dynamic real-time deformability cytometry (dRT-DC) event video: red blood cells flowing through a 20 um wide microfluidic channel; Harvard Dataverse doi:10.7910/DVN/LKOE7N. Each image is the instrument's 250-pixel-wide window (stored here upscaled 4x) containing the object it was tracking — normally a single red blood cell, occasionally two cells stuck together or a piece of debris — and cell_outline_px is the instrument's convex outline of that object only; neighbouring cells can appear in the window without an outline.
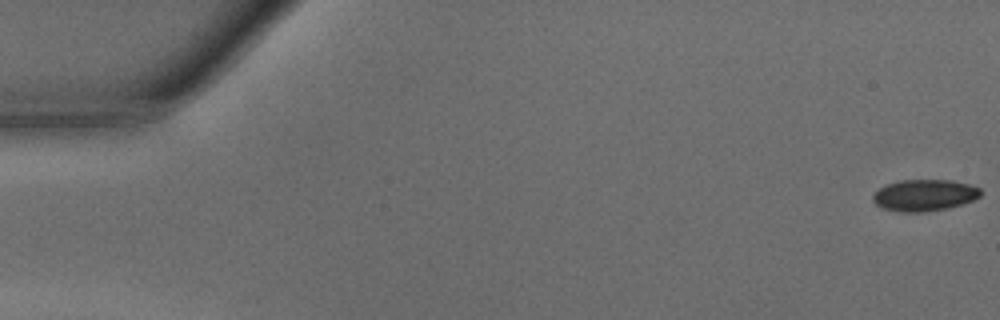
{"species": "common noctule bat (a hibernating species)", "species_latin": "Nyctalus noctula", "temperature_condition": "warm", "stored_images_in_passage": 48, "camera_frame_rate_fps": 3000, "um_per_image_px": 0.085, "animal": {"sex": "male", "body_mass_g": 15.6}, "frame": {"image": 1, "passage_image": 1, "time_ms": 0.0, "image_size_px": [1000, 320], "cell_outline_px": [[980, 196], [972, 200], [948, 208], [924, 212], [900, 212], [884, 208], [876, 204], [872, 200], [872, 196], [880, 188], [888, 184], [900, 180], [952, 180], [968, 184], [980, 188]], "centroid_in_image_um": [78.56, 16.59], "position_along_channel_um": 6.4, "area_um2": 19.59}}
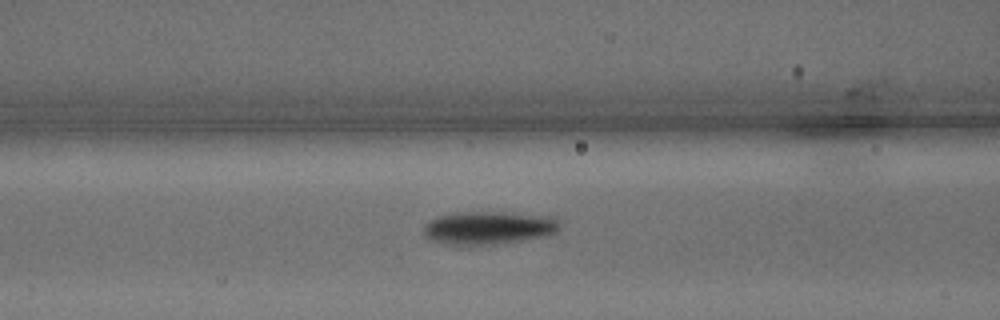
{"frame": {"image": 2, "passage_image": 20, "time_ms": 6.333, "image_size_px": [1000, 320], "cell_outline_px": [[560, 228], [556, 232], [548, 236], [524, 240], [492, 244], [448, 244], [432, 240], [424, 232], [424, 224], [428, 220], [440, 216], [460, 212], [500, 212], [556, 216], [560, 224]], "centroid_in_image_um": [41.61, 19.35], "position_along_channel_um": 125.0, "area_um2": 26.13}}
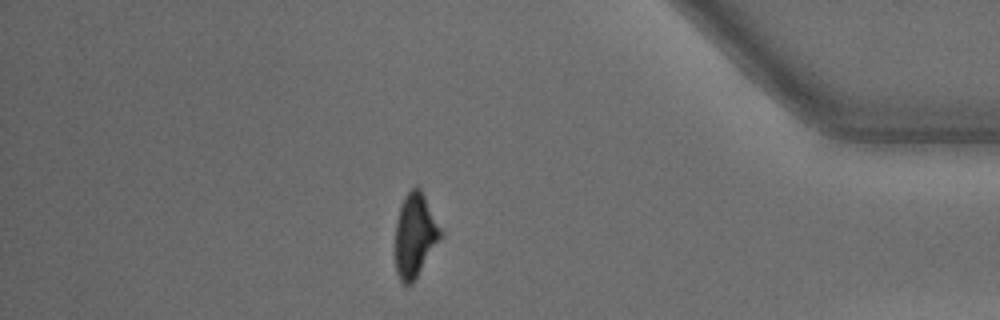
{"frame": {"image": 3, "passage_image": 42, "time_ms": 13.667, "image_size_px": [1000, 320], "cell_outline_px": [[444, 232], [412, 284], [404, 284], [400, 280], [396, 272], [396, 220], [404, 196], [412, 188], [420, 188]], "centroid_in_image_um": [35.28, 19.99], "position_along_channel_um": 399.9, "area_um2": 21.79}, "authors_computed_cell_mechanics": {"area_um2": 23.409, "velocity_mm_per_s": 4.2387, "shape_relaxation_time_tau1_ms": 1.6746, "shape_relaxation_time_tau2_ms": 6.0017, "deformation_change_tau1": 0.116, "deformation_change_tau2": 0.1323}}